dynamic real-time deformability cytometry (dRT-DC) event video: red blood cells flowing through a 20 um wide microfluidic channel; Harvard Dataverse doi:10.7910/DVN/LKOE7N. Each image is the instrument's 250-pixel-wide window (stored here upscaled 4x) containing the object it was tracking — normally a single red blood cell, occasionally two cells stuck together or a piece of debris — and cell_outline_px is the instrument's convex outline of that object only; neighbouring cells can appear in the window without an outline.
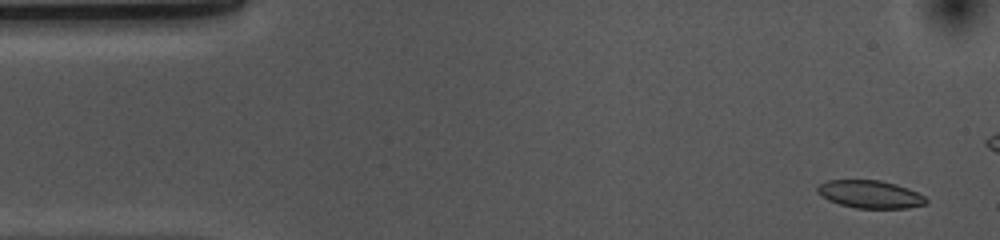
{"species": "common noctule bat (a hibernating species)", "species_latin": "Nyctalus noctula", "temperature_condition": "cold", "stored_images_in_passage": 44, "camera_frame_rate_fps": 3000, "um_per_image_px": 0.085, "animal": {"sex": "female", "body_mass_g": 10.0, "forearm_length_mm": 53.1}, "frame": {"image": 1, "passage_image": 3, "time_ms": 0.667, "image_size_px": [1000, 240], "cell_outline_px": [[928, 204], [908, 208], [856, 208], [840, 204], [828, 200], [820, 196], [816, 192], [816, 188], [820, 184], [828, 180], [880, 180], [896, 184], [908, 188], [924, 196], [928, 200]], "centroid_in_image_um": [73.96, 16.51], "position_along_channel_um": 11.0, "area_um2": 17.69}}
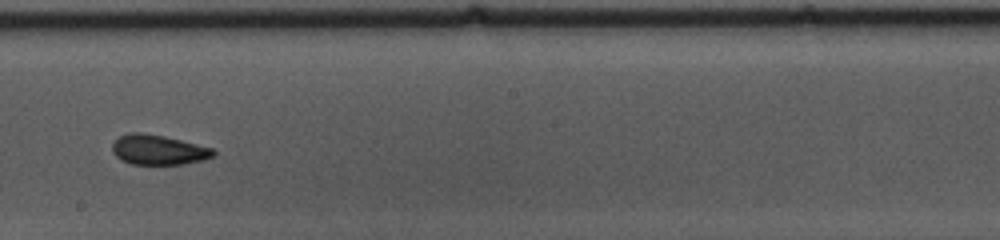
{"frame": {"image": 2, "passage_image": 29, "time_ms": 9.333, "image_size_px": [1000, 240], "cell_outline_px": [[216, 156], [204, 160], [184, 164], [132, 164], [120, 160], [112, 152], [112, 144], [120, 136], [132, 132], [144, 132], [164, 136], [212, 148], [216, 152]], "centroid_in_image_um": [13.46, 12.74], "position_along_channel_um": 234.7, "area_um2": 17.69}}
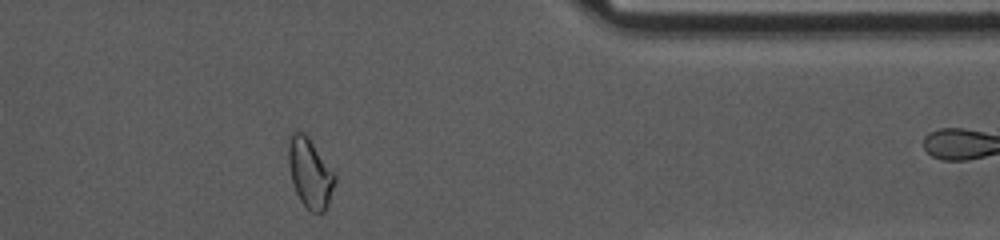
{"frame": {"image": 3, "passage_image": 43, "time_ms": 14.0, "image_size_px": [1000, 240], "cell_outline_px": [[336, 180], [328, 204], [324, 212], [312, 212], [300, 200], [296, 192], [292, 180], [288, 164], [288, 132], [304, 132], [308, 136], [336, 172]], "centroid_in_image_um": [26.36, 14.65], "position_along_channel_um": 385.0, "area_um2": 19.07}}